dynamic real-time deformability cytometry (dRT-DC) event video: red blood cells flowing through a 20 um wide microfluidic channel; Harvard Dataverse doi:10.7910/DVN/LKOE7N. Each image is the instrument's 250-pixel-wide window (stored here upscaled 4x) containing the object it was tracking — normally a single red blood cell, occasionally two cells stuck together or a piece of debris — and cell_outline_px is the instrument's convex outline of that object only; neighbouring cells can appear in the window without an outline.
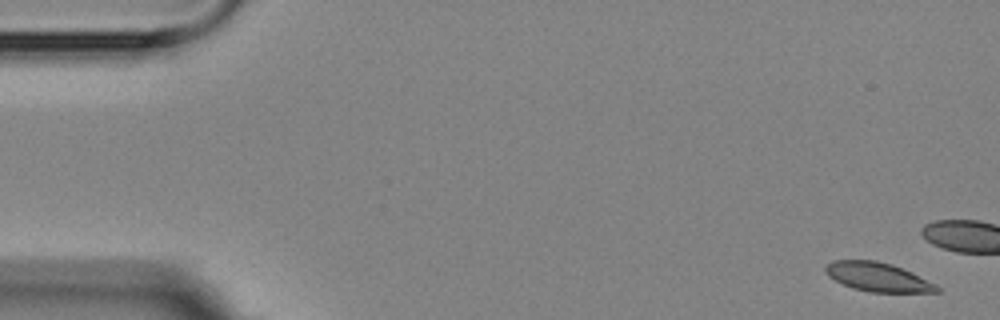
{"species": "Egyptian fruit bat (a non-hibernating species)", "species_latin": "Rousettus aegyptiacus", "temperature_condition": "room temperature", "stored_images_in_passage": 6, "camera_frame_rate_fps": 3000, "um_per_image_px": 0.085, "animal": {"sex": "female"}, "frame": {"image": 1, "passage_image": 1, "time_ms": 0.0, "image_size_px": [1000, 320], "cell_outline_px": [[940, 292], [868, 292], [852, 288], [828, 276], [824, 272], [824, 268], [832, 260], [876, 260], [892, 264], [912, 272], [936, 284], [940, 288]], "centroid_in_image_um": [74.61, 23.54], "position_along_channel_um": 10.4, "area_um2": 18.84}}